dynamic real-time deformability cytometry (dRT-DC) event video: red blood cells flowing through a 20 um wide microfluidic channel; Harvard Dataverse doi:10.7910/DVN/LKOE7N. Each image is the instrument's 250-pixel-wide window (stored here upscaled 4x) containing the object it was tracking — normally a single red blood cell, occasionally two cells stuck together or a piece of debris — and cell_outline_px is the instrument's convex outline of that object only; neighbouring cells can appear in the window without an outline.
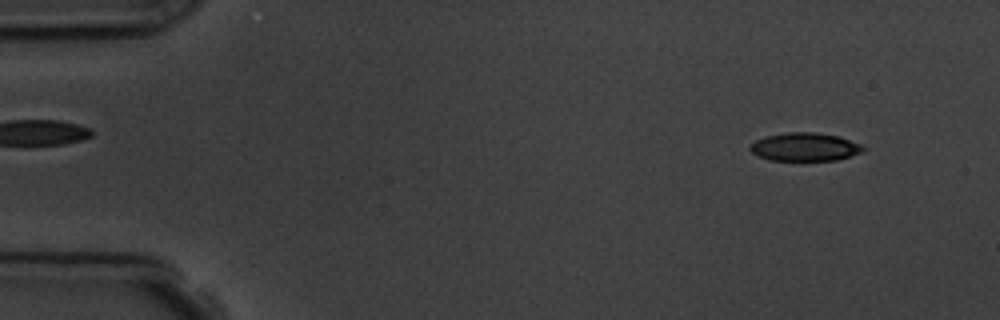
{"species": "common noctule bat (a hibernating species)", "species_latin": "Nyctalus noctula", "temperature_condition": "room temperature", "stored_images_in_passage": 5, "camera_frame_rate_fps": 3000, "um_per_image_px": 0.085, "animal": {"sex": "male", "body_mass_g": 19.5, "forearm_length_mm": 54.6}, "frame": {"image": 1, "passage_image": 2, "time_ms": 1.333, "image_size_px": [1000, 320], "cell_outline_px": [[868, 148], [860, 152], [836, 160], [768, 160], [756, 156], [748, 148], [756, 140], [764, 136], [784, 132], [816, 132], [840, 136], [864, 144]], "centroid_in_image_um": [68.42, 12.47], "position_along_channel_um": 16.6, "area_um2": 18.9}}
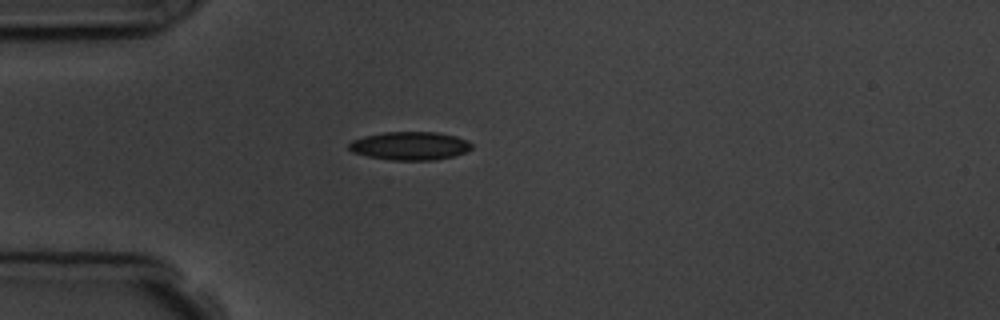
{"frame": {"image": 2, "passage_image": 5, "time_ms": 4.667, "image_size_px": [1000, 320], "cell_outline_px": [[472, 148], [464, 152], [452, 156], [432, 160], [392, 160], [368, 156], [352, 152], [348, 148], [348, 144], [352, 140], [364, 136], [384, 132], [436, 132], [456, 136], [468, 140], [472, 144]], "centroid_in_image_um": [34.83, 12.39], "position_along_channel_um": 50.2, "area_um2": 20.17}}